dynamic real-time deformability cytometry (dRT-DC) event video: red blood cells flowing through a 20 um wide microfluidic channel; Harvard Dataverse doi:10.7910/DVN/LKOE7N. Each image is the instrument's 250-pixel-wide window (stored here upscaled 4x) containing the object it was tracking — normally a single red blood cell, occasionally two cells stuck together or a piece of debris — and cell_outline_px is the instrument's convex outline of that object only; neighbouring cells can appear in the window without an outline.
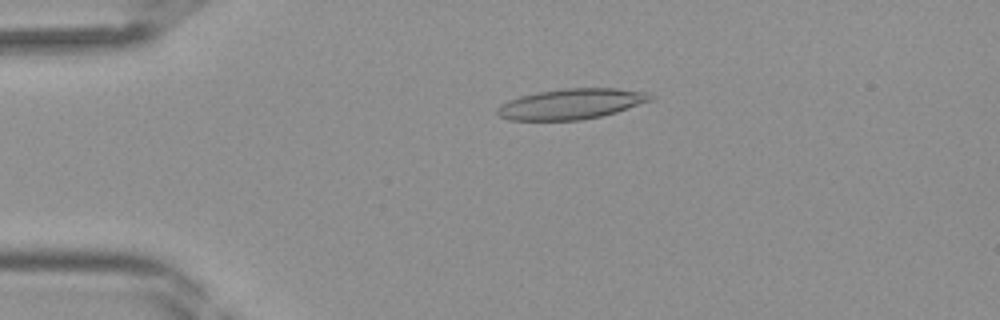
{"species": "Egyptian fruit bat (a non-hibernating species)", "species_latin": "Rousettus aegyptiacus", "temperature_condition": "room temperature", "stored_images_in_passage": 40, "camera_frame_rate_fps": 3000, "um_per_image_px": 0.085, "frame": {"image": 1, "passage_image": 8, "time_ms": 2.333, "image_size_px": [1000, 320], "cell_outline_px": [[656, 96], [652, 100], [616, 112], [600, 116], [580, 120], [508, 120], [500, 116], [496, 112], [496, 108], [500, 104], [508, 100], [520, 96], [536, 92], [564, 88], [616, 88], [644, 92]], "centroid_in_image_um": [48.53, 8.83], "position_along_channel_um": 36.5, "area_um2": 27.22}}
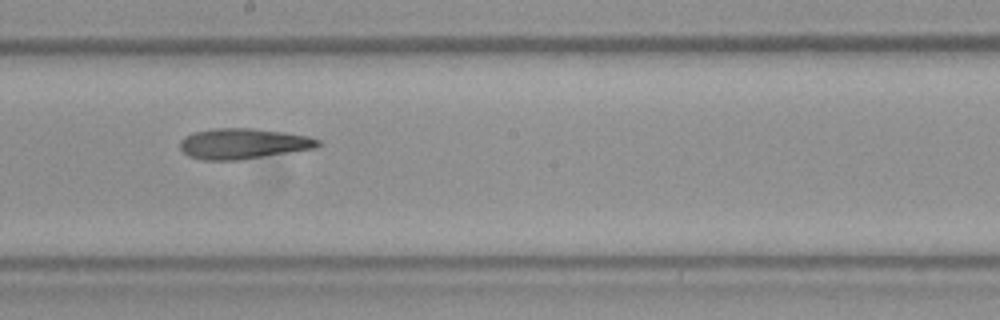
{"frame": {"image": 2, "passage_image": 22, "time_ms": 7.0, "image_size_px": [1000, 320], "cell_outline_px": [[320, 144], [316, 148], [240, 160], [204, 160], [188, 156], [180, 148], [180, 140], [184, 136], [196, 132], [216, 128], [252, 128], [284, 132], [308, 136], [320, 140]], "centroid_in_image_um": [20.67, 12.21], "position_along_channel_um": 227.5, "area_um2": 24.51}}
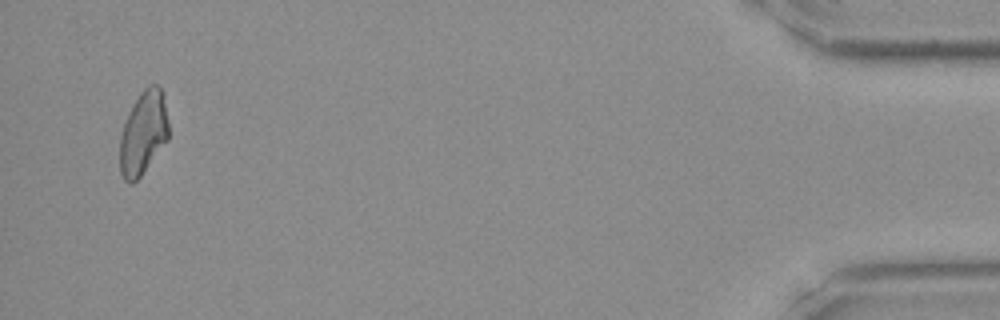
{"frame": {"image": 3, "passage_image": 39, "time_ms": 12.667, "image_size_px": [1000, 320], "cell_outline_px": [[168, 140], [140, 176], [132, 184], [128, 184], [124, 180], [120, 172], [120, 136], [128, 112], [140, 92], [148, 84], [156, 84], [164, 92], [168, 120]], "centroid_in_image_um": [12.19, 11.28], "position_along_channel_um": 423.0, "area_um2": 23.93}}